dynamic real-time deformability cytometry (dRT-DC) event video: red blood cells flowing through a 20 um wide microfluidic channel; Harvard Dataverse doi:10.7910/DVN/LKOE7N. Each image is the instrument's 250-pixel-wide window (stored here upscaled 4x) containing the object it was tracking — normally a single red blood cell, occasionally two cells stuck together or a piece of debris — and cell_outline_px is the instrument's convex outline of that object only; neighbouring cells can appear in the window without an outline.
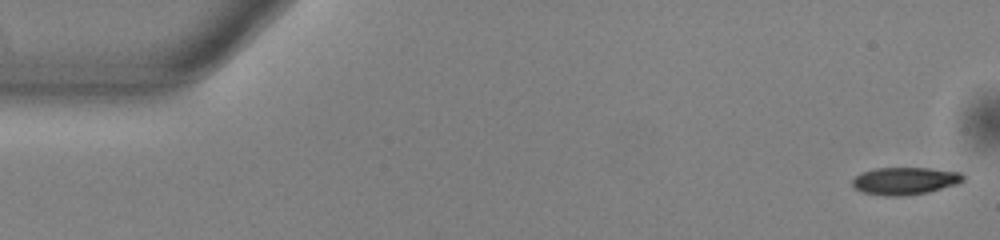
{"species": "common noctule bat (a hibernating species)", "species_latin": "Nyctalus noctula", "temperature_condition": "warm", "stored_images_in_passage": 53, "camera_frame_rate_fps": 3000, "um_per_image_px": 0.085, "animal": {"sex": "male", "body_mass_g": 13.0, "forearm_length_mm": 53.1}, "frame": {"image": 1, "passage_image": 1, "time_ms": 0.0, "image_size_px": [1000, 240], "cell_outline_px": [[964, 180], [956, 184], [928, 192], [900, 196], [884, 196], [864, 192], [856, 188], [852, 184], [852, 180], [860, 172], [876, 168], [928, 168], [960, 172], [964, 176]], "centroid_in_image_um": [76.91, 15.37], "position_along_channel_um": 8.1, "area_um2": 17.57}}
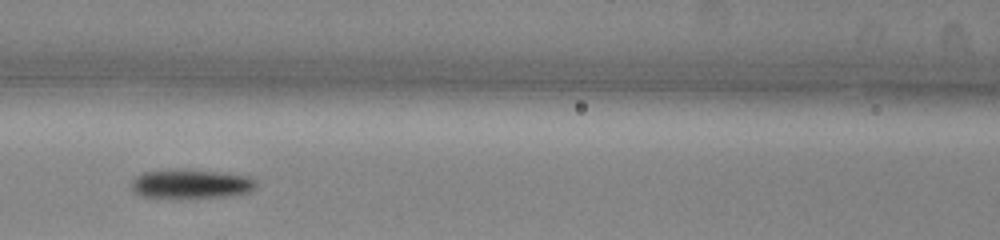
{"frame": {"image": 2, "passage_image": 23, "time_ms": 7.333, "image_size_px": [1000, 240], "cell_outline_px": [[256, 184], [248, 192], [224, 196], [140, 196], [132, 192], [132, 180], [136, 176], [144, 172], [168, 168], [220, 172], [248, 176], [256, 180]], "centroid_in_image_um": [16.18, 15.59], "position_along_channel_um": 150.4, "area_um2": 20.63}}
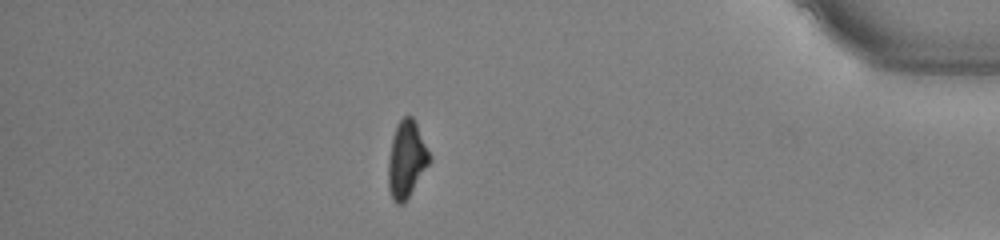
{"frame": {"image": 3, "passage_image": 46, "time_ms": 15.0, "image_size_px": [1000, 240], "cell_outline_px": [[432, 160], [404, 204], [396, 204], [392, 200], [388, 188], [388, 160], [392, 136], [396, 124], [404, 116], [412, 116], [432, 156]], "centroid_in_image_um": [34.55, 13.57], "position_along_channel_um": 400.6, "area_um2": 18.73}, "authors_computed_cell_mechanics": {"area_um2": 19.5364, "velocity_mm_per_s": 3.8401, "shape_relaxation_time_tau1_ms": 3.5138, "shape_relaxation_time_tau2_ms": null, "deformation_change_tau1": 0.138, "deformation_change_tau2": null}}